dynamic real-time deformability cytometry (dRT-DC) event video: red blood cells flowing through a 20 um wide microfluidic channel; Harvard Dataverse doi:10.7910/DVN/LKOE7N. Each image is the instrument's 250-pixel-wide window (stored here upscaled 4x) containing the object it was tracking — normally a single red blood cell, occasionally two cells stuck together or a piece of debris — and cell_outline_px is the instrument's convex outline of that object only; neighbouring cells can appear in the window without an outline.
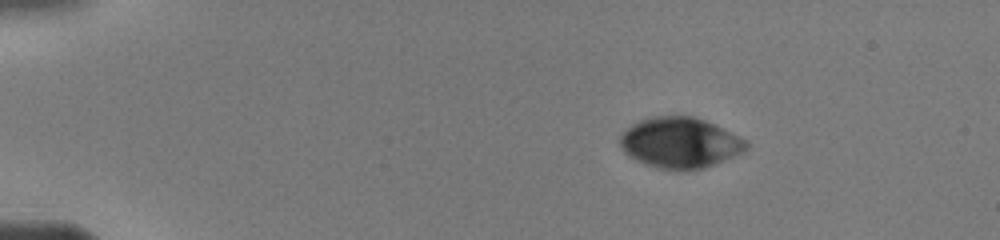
{"species": "human", "species_latin": "Homo sapiens", "temperature_condition": "warm", "stored_images_in_passage": 10, "camera_frame_rate_fps": 3000, "um_per_image_px": 0.085, "donor": {"sex": "male"}, "frame": {"image": 1, "passage_image": 1, "time_ms": 0.0, "image_size_px": [1000, 240], "cell_outline_px": [[748, 148], [744, 152], [716, 164], [704, 168], [684, 172], [656, 168], [644, 164], [628, 156], [620, 148], [620, 136], [624, 128], [640, 120], [652, 116], [692, 116], [704, 120], [740, 136], [748, 140]], "centroid_in_image_um": [57.79, 12.16], "position_along_channel_um": 27.2, "area_um2": 37.92}}
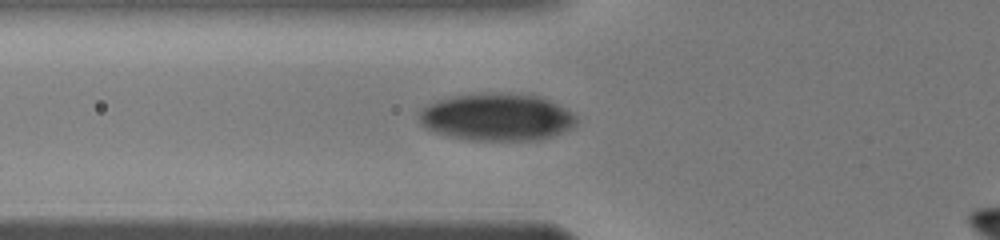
{"frame": {"image": 2, "passage_image": 9, "time_ms": 3.667, "image_size_px": [1000, 240], "cell_outline_px": [[576, 124], [572, 128], [552, 136], [540, 140], [468, 140], [448, 136], [436, 132], [420, 124], [420, 112], [428, 104], [436, 100], [452, 96], [472, 92], [508, 92], [540, 96], [572, 112], [576, 116]], "centroid_in_image_um": [42.23, 9.93], "position_along_channel_um": 83.6, "area_um2": 43.81}}